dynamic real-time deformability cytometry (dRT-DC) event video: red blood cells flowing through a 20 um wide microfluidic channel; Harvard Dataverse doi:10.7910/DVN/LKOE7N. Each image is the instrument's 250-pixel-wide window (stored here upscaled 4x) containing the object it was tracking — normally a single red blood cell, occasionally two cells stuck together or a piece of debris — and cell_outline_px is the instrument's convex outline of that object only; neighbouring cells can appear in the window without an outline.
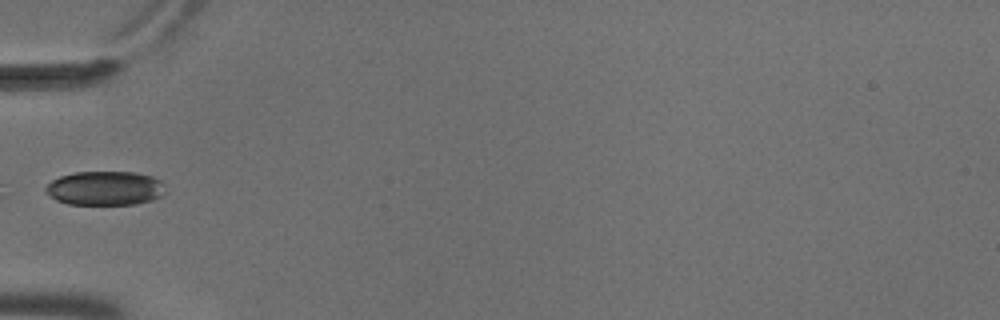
{"species": "common noctule bat (a hibernating species)", "species_latin": "Nyctalus noctula", "temperature_condition": "cold", "stored_images_in_passage": 7, "camera_frame_rate_fps": 3000, "um_per_image_px": 0.085, "animal": {"sex": "male", "body_mass_g": 18.8}, "frame": {"image": 1, "passage_image": 6, "time_ms": 1.667, "image_size_px": [1000, 320], "cell_outline_px": [[164, 192], [160, 196], [152, 200], [136, 204], [68, 204], [56, 200], [44, 192], [44, 188], [52, 180], [60, 176], [76, 172], [136, 172], [152, 176], [160, 180]], "centroid_in_image_um": [8.89, 16.0], "position_along_channel_um": 76.1, "area_um2": 23.76}}
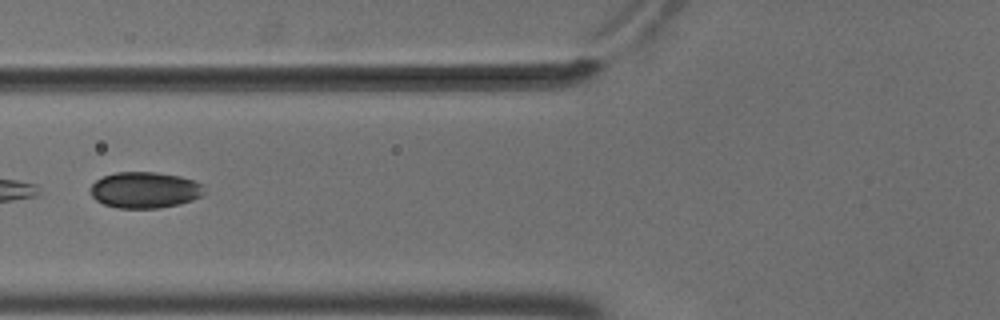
{"frame": {"image": 2, "passage_image": 7, "time_ms": 2.0, "image_size_px": [1000, 320], "cell_outline_px": [[208, 192], [192, 200], [180, 204], [160, 208], [116, 208], [104, 204], [96, 200], [88, 192], [88, 188], [96, 180], [104, 176], [116, 172], [156, 172], [180, 176], [204, 184]], "centroid_in_image_um": [12.32, 16.15], "position_along_channel_um": 113.5, "area_um2": 24.39}}